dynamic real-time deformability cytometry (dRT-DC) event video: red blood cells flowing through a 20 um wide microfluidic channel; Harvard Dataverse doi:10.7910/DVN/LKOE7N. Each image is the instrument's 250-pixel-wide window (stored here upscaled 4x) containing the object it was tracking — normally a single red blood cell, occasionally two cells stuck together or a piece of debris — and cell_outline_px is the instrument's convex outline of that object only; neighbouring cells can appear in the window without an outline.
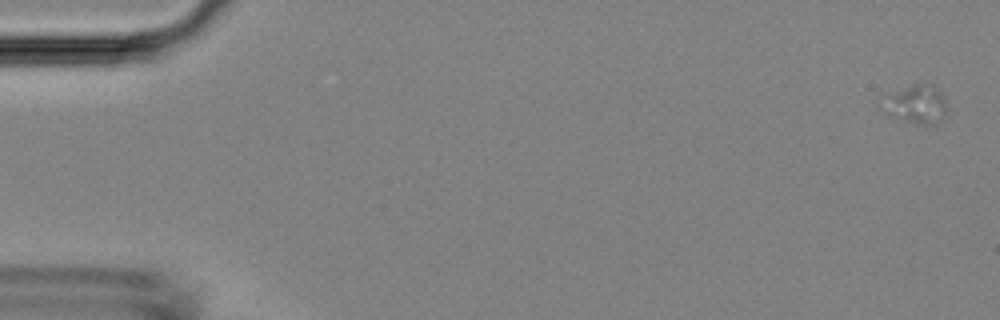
{"species": "Egyptian fruit bat (a non-hibernating species)", "species_latin": "Rousettus aegyptiacus", "temperature_condition": "room temperature", "stored_images_in_passage": 7, "camera_frame_rate_fps": 3000, "um_per_image_px": 0.085, "animal": {"sex": "female"}, "frame": {"image": 1, "passage_image": 1, "time_ms": 0.0, "image_size_px": [1000, 320], "cell_outline_px": [[948, 108], [944, 116], [936, 124], [924, 128], [884, 116], [884, 100], [896, 92], [920, 80], [932, 84], [944, 96]], "centroid_in_image_um": [77.93, 8.93], "position_along_channel_um": 7.1, "area_um2": 15.26}}
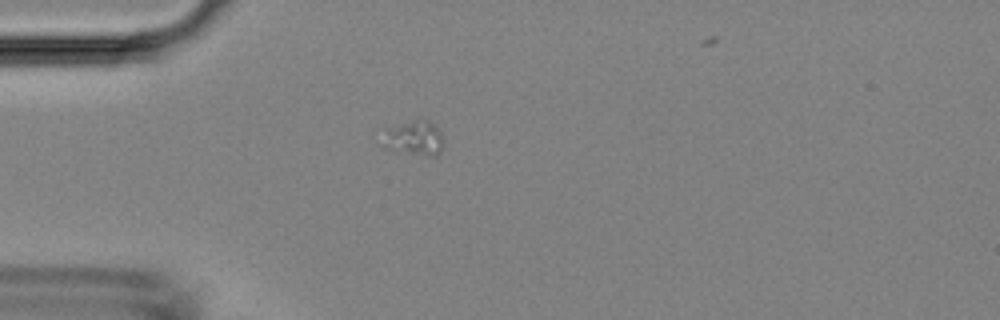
{"frame": {"image": 2, "passage_image": 5, "time_ms": 4.667, "image_size_px": [1000, 320], "cell_outline_px": [[444, 148], [436, 156], [424, 156], [396, 152], [384, 148], [376, 144], [384, 128], [416, 116], [424, 116], [440, 128], [444, 140]], "centroid_in_image_um": [35.12, 11.68], "position_along_channel_um": 49.9, "area_um2": 14.16}}